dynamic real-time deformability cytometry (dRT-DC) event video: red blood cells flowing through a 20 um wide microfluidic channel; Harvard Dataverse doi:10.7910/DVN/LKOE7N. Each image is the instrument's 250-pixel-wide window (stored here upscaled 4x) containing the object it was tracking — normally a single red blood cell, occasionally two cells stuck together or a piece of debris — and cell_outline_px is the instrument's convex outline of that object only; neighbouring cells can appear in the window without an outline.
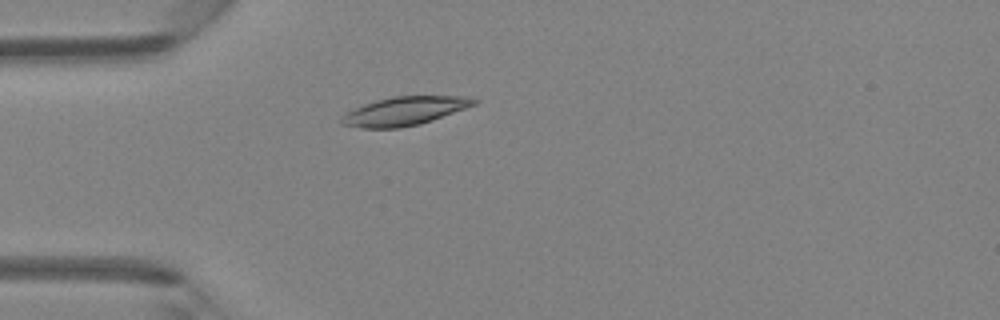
{"species": "Egyptian fruit bat (a non-hibernating species)", "species_latin": "Rousettus aegyptiacus", "temperature_condition": "room temperature", "stored_images_in_passage": 4, "camera_frame_rate_fps": 3000, "um_per_image_px": 0.085, "animal": {"sex": "female"}, "frame": {"image": 1, "passage_image": 4, "time_ms": 3.333, "image_size_px": [1000, 320], "cell_outline_px": [[480, 100], [476, 104], [432, 120], [420, 124], [400, 128], [360, 128], [340, 124], [340, 120], [344, 112], [352, 108], [376, 100], [392, 96], [464, 96]], "centroid_in_image_um": [34.33, 9.44], "position_along_channel_um": 50.7, "area_um2": 22.2}}